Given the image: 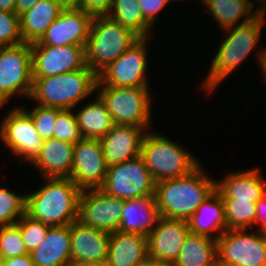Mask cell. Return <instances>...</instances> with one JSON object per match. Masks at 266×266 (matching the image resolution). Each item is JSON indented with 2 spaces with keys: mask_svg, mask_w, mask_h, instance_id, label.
Wrapping results in <instances>:
<instances>
[{
  "mask_svg": "<svg viewBox=\"0 0 266 266\" xmlns=\"http://www.w3.org/2000/svg\"><path fill=\"white\" fill-rule=\"evenodd\" d=\"M189 233L187 221L161 217L147 237L148 257L172 266Z\"/></svg>",
  "mask_w": 266,
  "mask_h": 266,
  "instance_id": "16",
  "label": "cell"
},
{
  "mask_svg": "<svg viewBox=\"0 0 266 266\" xmlns=\"http://www.w3.org/2000/svg\"><path fill=\"white\" fill-rule=\"evenodd\" d=\"M62 10L56 0H40L31 9L19 15L23 41L25 43L39 41Z\"/></svg>",
  "mask_w": 266,
  "mask_h": 266,
  "instance_id": "25",
  "label": "cell"
},
{
  "mask_svg": "<svg viewBox=\"0 0 266 266\" xmlns=\"http://www.w3.org/2000/svg\"><path fill=\"white\" fill-rule=\"evenodd\" d=\"M68 266H109L107 261L104 262H71Z\"/></svg>",
  "mask_w": 266,
  "mask_h": 266,
  "instance_id": "45",
  "label": "cell"
},
{
  "mask_svg": "<svg viewBox=\"0 0 266 266\" xmlns=\"http://www.w3.org/2000/svg\"><path fill=\"white\" fill-rule=\"evenodd\" d=\"M63 10L80 9L81 0H56Z\"/></svg>",
  "mask_w": 266,
  "mask_h": 266,
  "instance_id": "43",
  "label": "cell"
},
{
  "mask_svg": "<svg viewBox=\"0 0 266 266\" xmlns=\"http://www.w3.org/2000/svg\"><path fill=\"white\" fill-rule=\"evenodd\" d=\"M25 206V195L19 196L0 186V227L15 224L25 214Z\"/></svg>",
  "mask_w": 266,
  "mask_h": 266,
  "instance_id": "32",
  "label": "cell"
},
{
  "mask_svg": "<svg viewBox=\"0 0 266 266\" xmlns=\"http://www.w3.org/2000/svg\"><path fill=\"white\" fill-rule=\"evenodd\" d=\"M148 258V238L135 233L113 232L109 238V266H139Z\"/></svg>",
  "mask_w": 266,
  "mask_h": 266,
  "instance_id": "23",
  "label": "cell"
},
{
  "mask_svg": "<svg viewBox=\"0 0 266 266\" xmlns=\"http://www.w3.org/2000/svg\"><path fill=\"white\" fill-rule=\"evenodd\" d=\"M203 2L223 30L249 23L259 13L265 14V8L263 6L251 14L253 6L248 0H203ZM242 17L245 18L238 24L237 21Z\"/></svg>",
  "mask_w": 266,
  "mask_h": 266,
  "instance_id": "29",
  "label": "cell"
},
{
  "mask_svg": "<svg viewBox=\"0 0 266 266\" xmlns=\"http://www.w3.org/2000/svg\"><path fill=\"white\" fill-rule=\"evenodd\" d=\"M113 8V9H112ZM112 10H114L112 12ZM111 13L107 16L130 29L139 38H149L151 26L145 21L139 0H112Z\"/></svg>",
  "mask_w": 266,
  "mask_h": 266,
  "instance_id": "30",
  "label": "cell"
},
{
  "mask_svg": "<svg viewBox=\"0 0 266 266\" xmlns=\"http://www.w3.org/2000/svg\"><path fill=\"white\" fill-rule=\"evenodd\" d=\"M160 218L154 196L125 200L118 231L148 237L150 231L157 227Z\"/></svg>",
  "mask_w": 266,
  "mask_h": 266,
  "instance_id": "20",
  "label": "cell"
},
{
  "mask_svg": "<svg viewBox=\"0 0 266 266\" xmlns=\"http://www.w3.org/2000/svg\"><path fill=\"white\" fill-rule=\"evenodd\" d=\"M71 262H104L111 233L88 227L78 220L70 224Z\"/></svg>",
  "mask_w": 266,
  "mask_h": 266,
  "instance_id": "19",
  "label": "cell"
},
{
  "mask_svg": "<svg viewBox=\"0 0 266 266\" xmlns=\"http://www.w3.org/2000/svg\"><path fill=\"white\" fill-rule=\"evenodd\" d=\"M98 80V75L87 65L69 73L33 78L30 98L41 106L71 110L97 90Z\"/></svg>",
  "mask_w": 266,
  "mask_h": 266,
  "instance_id": "3",
  "label": "cell"
},
{
  "mask_svg": "<svg viewBox=\"0 0 266 266\" xmlns=\"http://www.w3.org/2000/svg\"><path fill=\"white\" fill-rule=\"evenodd\" d=\"M139 266H170V265L162 263L159 260L151 259L148 257Z\"/></svg>",
  "mask_w": 266,
  "mask_h": 266,
  "instance_id": "46",
  "label": "cell"
},
{
  "mask_svg": "<svg viewBox=\"0 0 266 266\" xmlns=\"http://www.w3.org/2000/svg\"><path fill=\"white\" fill-rule=\"evenodd\" d=\"M53 138L76 144L82 137L80 135L76 116L70 109L61 110L57 114L53 128Z\"/></svg>",
  "mask_w": 266,
  "mask_h": 266,
  "instance_id": "35",
  "label": "cell"
},
{
  "mask_svg": "<svg viewBox=\"0 0 266 266\" xmlns=\"http://www.w3.org/2000/svg\"><path fill=\"white\" fill-rule=\"evenodd\" d=\"M256 1H263L262 3H265L266 2V0H256ZM248 2L251 4V5H253L251 2H250V0H248Z\"/></svg>",
  "mask_w": 266,
  "mask_h": 266,
  "instance_id": "49",
  "label": "cell"
},
{
  "mask_svg": "<svg viewBox=\"0 0 266 266\" xmlns=\"http://www.w3.org/2000/svg\"><path fill=\"white\" fill-rule=\"evenodd\" d=\"M5 104V102H3V100L0 98V107Z\"/></svg>",
  "mask_w": 266,
  "mask_h": 266,
  "instance_id": "51",
  "label": "cell"
},
{
  "mask_svg": "<svg viewBox=\"0 0 266 266\" xmlns=\"http://www.w3.org/2000/svg\"><path fill=\"white\" fill-rule=\"evenodd\" d=\"M0 10L16 13V0H0Z\"/></svg>",
  "mask_w": 266,
  "mask_h": 266,
  "instance_id": "44",
  "label": "cell"
},
{
  "mask_svg": "<svg viewBox=\"0 0 266 266\" xmlns=\"http://www.w3.org/2000/svg\"><path fill=\"white\" fill-rule=\"evenodd\" d=\"M169 0H139V5L145 21L152 27L158 12Z\"/></svg>",
  "mask_w": 266,
  "mask_h": 266,
  "instance_id": "39",
  "label": "cell"
},
{
  "mask_svg": "<svg viewBox=\"0 0 266 266\" xmlns=\"http://www.w3.org/2000/svg\"><path fill=\"white\" fill-rule=\"evenodd\" d=\"M101 189L121 200L155 195V182L141 155L122 163L108 166Z\"/></svg>",
  "mask_w": 266,
  "mask_h": 266,
  "instance_id": "8",
  "label": "cell"
},
{
  "mask_svg": "<svg viewBox=\"0 0 266 266\" xmlns=\"http://www.w3.org/2000/svg\"><path fill=\"white\" fill-rule=\"evenodd\" d=\"M24 43L20 19L16 13L0 10V47Z\"/></svg>",
  "mask_w": 266,
  "mask_h": 266,
  "instance_id": "36",
  "label": "cell"
},
{
  "mask_svg": "<svg viewBox=\"0 0 266 266\" xmlns=\"http://www.w3.org/2000/svg\"><path fill=\"white\" fill-rule=\"evenodd\" d=\"M257 207V220L256 224L260 223L259 231H263L266 228V194L256 203Z\"/></svg>",
  "mask_w": 266,
  "mask_h": 266,
  "instance_id": "40",
  "label": "cell"
},
{
  "mask_svg": "<svg viewBox=\"0 0 266 266\" xmlns=\"http://www.w3.org/2000/svg\"><path fill=\"white\" fill-rule=\"evenodd\" d=\"M200 166L176 179L155 183V202L161 217L187 221L216 191V183Z\"/></svg>",
  "mask_w": 266,
  "mask_h": 266,
  "instance_id": "1",
  "label": "cell"
},
{
  "mask_svg": "<svg viewBox=\"0 0 266 266\" xmlns=\"http://www.w3.org/2000/svg\"><path fill=\"white\" fill-rule=\"evenodd\" d=\"M217 261V240L189 233L172 266H215Z\"/></svg>",
  "mask_w": 266,
  "mask_h": 266,
  "instance_id": "27",
  "label": "cell"
},
{
  "mask_svg": "<svg viewBox=\"0 0 266 266\" xmlns=\"http://www.w3.org/2000/svg\"><path fill=\"white\" fill-rule=\"evenodd\" d=\"M216 191L223 200H250L257 203L266 194V182L258 169L229 174L216 183Z\"/></svg>",
  "mask_w": 266,
  "mask_h": 266,
  "instance_id": "24",
  "label": "cell"
},
{
  "mask_svg": "<svg viewBox=\"0 0 266 266\" xmlns=\"http://www.w3.org/2000/svg\"><path fill=\"white\" fill-rule=\"evenodd\" d=\"M138 39L130 29L108 16L93 17L85 48L86 65L99 75Z\"/></svg>",
  "mask_w": 266,
  "mask_h": 266,
  "instance_id": "4",
  "label": "cell"
},
{
  "mask_svg": "<svg viewBox=\"0 0 266 266\" xmlns=\"http://www.w3.org/2000/svg\"><path fill=\"white\" fill-rule=\"evenodd\" d=\"M190 233L213 238L212 231L227 230L225 207L221 195L215 191L187 220Z\"/></svg>",
  "mask_w": 266,
  "mask_h": 266,
  "instance_id": "26",
  "label": "cell"
},
{
  "mask_svg": "<svg viewBox=\"0 0 266 266\" xmlns=\"http://www.w3.org/2000/svg\"><path fill=\"white\" fill-rule=\"evenodd\" d=\"M215 266H229V265H225L217 261Z\"/></svg>",
  "mask_w": 266,
  "mask_h": 266,
  "instance_id": "48",
  "label": "cell"
},
{
  "mask_svg": "<svg viewBox=\"0 0 266 266\" xmlns=\"http://www.w3.org/2000/svg\"><path fill=\"white\" fill-rule=\"evenodd\" d=\"M0 135L13 153L24 156L31 163L40 154L44 141L37 133L31 116L23 108H15L4 118Z\"/></svg>",
  "mask_w": 266,
  "mask_h": 266,
  "instance_id": "15",
  "label": "cell"
},
{
  "mask_svg": "<svg viewBox=\"0 0 266 266\" xmlns=\"http://www.w3.org/2000/svg\"><path fill=\"white\" fill-rule=\"evenodd\" d=\"M15 224L21 231L23 241L29 253L44 241L50 227L41 221L32 219L26 213Z\"/></svg>",
  "mask_w": 266,
  "mask_h": 266,
  "instance_id": "34",
  "label": "cell"
},
{
  "mask_svg": "<svg viewBox=\"0 0 266 266\" xmlns=\"http://www.w3.org/2000/svg\"><path fill=\"white\" fill-rule=\"evenodd\" d=\"M100 87V88H99ZM99 96L106 103L114 124L134 125L146 130L150 121L148 87L100 86Z\"/></svg>",
  "mask_w": 266,
  "mask_h": 266,
  "instance_id": "7",
  "label": "cell"
},
{
  "mask_svg": "<svg viewBox=\"0 0 266 266\" xmlns=\"http://www.w3.org/2000/svg\"><path fill=\"white\" fill-rule=\"evenodd\" d=\"M148 38H139L119 58L98 75L100 86L148 87L146 80L147 55L145 43Z\"/></svg>",
  "mask_w": 266,
  "mask_h": 266,
  "instance_id": "13",
  "label": "cell"
},
{
  "mask_svg": "<svg viewBox=\"0 0 266 266\" xmlns=\"http://www.w3.org/2000/svg\"><path fill=\"white\" fill-rule=\"evenodd\" d=\"M264 237L266 238V228L262 231Z\"/></svg>",
  "mask_w": 266,
  "mask_h": 266,
  "instance_id": "52",
  "label": "cell"
},
{
  "mask_svg": "<svg viewBox=\"0 0 266 266\" xmlns=\"http://www.w3.org/2000/svg\"><path fill=\"white\" fill-rule=\"evenodd\" d=\"M30 255L34 266H68L71 263L70 225L49 227L44 241Z\"/></svg>",
  "mask_w": 266,
  "mask_h": 266,
  "instance_id": "21",
  "label": "cell"
},
{
  "mask_svg": "<svg viewBox=\"0 0 266 266\" xmlns=\"http://www.w3.org/2000/svg\"><path fill=\"white\" fill-rule=\"evenodd\" d=\"M227 229H247L256 224V203L250 200H223Z\"/></svg>",
  "mask_w": 266,
  "mask_h": 266,
  "instance_id": "31",
  "label": "cell"
},
{
  "mask_svg": "<svg viewBox=\"0 0 266 266\" xmlns=\"http://www.w3.org/2000/svg\"><path fill=\"white\" fill-rule=\"evenodd\" d=\"M227 229L215 235L218 262L229 266H266V238L260 231Z\"/></svg>",
  "mask_w": 266,
  "mask_h": 266,
  "instance_id": "9",
  "label": "cell"
},
{
  "mask_svg": "<svg viewBox=\"0 0 266 266\" xmlns=\"http://www.w3.org/2000/svg\"><path fill=\"white\" fill-rule=\"evenodd\" d=\"M112 6V0H81L80 10L92 17L107 16Z\"/></svg>",
  "mask_w": 266,
  "mask_h": 266,
  "instance_id": "38",
  "label": "cell"
},
{
  "mask_svg": "<svg viewBox=\"0 0 266 266\" xmlns=\"http://www.w3.org/2000/svg\"><path fill=\"white\" fill-rule=\"evenodd\" d=\"M47 180L41 189L25 195V213L50 227L77 221L82 190L70 178Z\"/></svg>",
  "mask_w": 266,
  "mask_h": 266,
  "instance_id": "2",
  "label": "cell"
},
{
  "mask_svg": "<svg viewBox=\"0 0 266 266\" xmlns=\"http://www.w3.org/2000/svg\"><path fill=\"white\" fill-rule=\"evenodd\" d=\"M32 78L56 76L86 66V46H49L39 41L30 43Z\"/></svg>",
  "mask_w": 266,
  "mask_h": 266,
  "instance_id": "12",
  "label": "cell"
},
{
  "mask_svg": "<svg viewBox=\"0 0 266 266\" xmlns=\"http://www.w3.org/2000/svg\"><path fill=\"white\" fill-rule=\"evenodd\" d=\"M2 266H34L31 255L18 256L14 258L4 259Z\"/></svg>",
  "mask_w": 266,
  "mask_h": 266,
  "instance_id": "41",
  "label": "cell"
},
{
  "mask_svg": "<svg viewBox=\"0 0 266 266\" xmlns=\"http://www.w3.org/2000/svg\"><path fill=\"white\" fill-rule=\"evenodd\" d=\"M123 203V200L107 194L101 188L82 190L77 220L88 227L108 233L117 232Z\"/></svg>",
  "mask_w": 266,
  "mask_h": 266,
  "instance_id": "11",
  "label": "cell"
},
{
  "mask_svg": "<svg viewBox=\"0 0 266 266\" xmlns=\"http://www.w3.org/2000/svg\"><path fill=\"white\" fill-rule=\"evenodd\" d=\"M107 168L100 139L81 138L74 145L70 179L81 190L101 188Z\"/></svg>",
  "mask_w": 266,
  "mask_h": 266,
  "instance_id": "14",
  "label": "cell"
},
{
  "mask_svg": "<svg viewBox=\"0 0 266 266\" xmlns=\"http://www.w3.org/2000/svg\"><path fill=\"white\" fill-rule=\"evenodd\" d=\"M92 19L80 9L62 10L39 42L49 46H86Z\"/></svg>",
  "mask_w": 266,
  "mask_h": 266,
  "instance_id": "17",
  "label": "cell"
},
{
  "mask_svg": "<svg viewBox=\"0 0 266 266\" xmlns=\"http://www.w3.org/2000/svg\"><path fill=\"white\" fill-rule=\"evenodd\" d=\"M33 88L30 43L0 47V98L23 94L30 98Z\"/></svg>",
  "mask_w": 266,
  "mask_h": 266,
  "instance_id": "10",
  "label": "cell"
},
{
  "mask_svg": "<svg viewBox=\"0 0 266 266\" xmlns=\"http://www.w3.org/2000/svg\"><path fill=\"white\" fill-rule=\"evenodd\" d=\"M262 52L258 53V61L262 67V72L264 73V78H266V49L261 50Z\"/></svg>",
  "mask_w": 266,
  "mask_h": 266,
  "instance_id": "47",
  "label": "cell"
},
{
  "mask_svg": "<svg viewBox=\"0 0 266 266\" xmlns=\"http://www.w3.org/2000/svg\"><path fill=\"white\" fill-rule=\"evenodd\" d=\"M134 125L114 124L104 135L102 143L107 166L122 163L141 155V145L146 131Z\"/></svg>",
  "mask_w": 266,
  "mask_h": 266,
  "instance_id": "18",
  "label": "cell"
},
{
  "mask_svg": "<svg viewBox=\"0 0 266 266\" xmlns=\"http://www.w3.org/2000/svg\"><path fill=\"white\" fill-rule=\"evenodd\" d=\"M74 145L54 138L44 140L40 154L32 163L45 179L70 178Z\"/></svg>",
  "mask_w": 266,
  "mask_h": 266,
  "instance_id": "22",
  "label": "cell"
},
{
  "mask_svg": "<svg viewBox=\"0 0 266 266\" xmlns=\"http://www.w3.org/2000/svg\"><path fill=\"white\" fill-rule=\"evenodd\" d=\"M75 116L82 138L101 139L114 126L106 103L99 95L96 101L88 103Z\"/></svg>",
  "mask_w": 266,
  "mask_h": 266,
  "instance_id": "28",
  "label": "cell"
},
{
  "mask_svg": "<svg viewBox=\"0 0 266 266\" xmlns=\"http://www.w3.org/2000/svg\"><path fill=\"white\" fill-rule=\"evenodd\" d=\"M141 156L155 183L185 176L200 165L184 148L151 132L143 138Z\"/></svg>",
  "mask_w": 266,
  "mask_h": 266,
  "instance_id": "6",
  "label": "cell"
},
{
  "mask_svg": "<svg viewBox=\"0 0 266 266\" xmlns=\"http://www.w3.org/2000/svg\"><path fill=\"white\" fill-rule=\"evenodd\" d=\"M264 13H259L249 23L227 29L229 36L222 42L211 64L204 88L211 91L239 65L258 44Z\"/></svg>",
  "mask_w": 266,
  "mask_h": 266,
  "instance_id": "5",
  "label": "cell"
},
{
  "mask_svg": "<svg viewBox=\"0 0 266 266\" xmlns=\"http://www.w3.org/2000/svg\"><path fill=\"white\" fill-rule=\"evenodd\" d=\"M61 110L60 108L37 105L31 112L25 111L31 116L40 137L43 140H48L53 138L55 120Z\"/></svg>",
  "mask_w": 266,
  "mask_h": 266,
  "instance_id": "37",
  "label": "cell"
},
{
  "mask_svg": "<svg viewBox=\"0 0 266 266\" xmlns=\"http://www.w3.org/2000/svg\"><path fill=\"white\" fill-rule=\"evenodd\" d=\"M40 0H16V14L19 16L31 9Z\"/></svg>",
  "mask_w": 266,
  "mask_h": 266,
  "instance_id": "42",
  "label": "cell"
},
{
  "mask_svg": "<svg viewBox=\"0 0 266 266\" xmlns=\"http://www.w3.org/2000/svg\"><path fill=\"white\" fill-rule=\"evenodd\" d=\"M3 258H2V256L0 255V266H2V263H3Z\"/></svg>",
  "mask_w": 266,
  "mask_h": 266,
  "instance_id": "50",
  "label": "cell"
},
{
  "mask_svg": "<svg viewBox=\"0 0 266 266\" xmlns=\"http://www.w3.org/2000/svg\"><path fill=\"white\" fill-rule=\"evenodd\" d=\"M30 254L16 224L0 227V255L3 259Z\"/></svg>",
  "mask_w": 266,
  "mask_h": 266,
  "instance_id": "33",
  "label": "cell"
}]
</instances>
